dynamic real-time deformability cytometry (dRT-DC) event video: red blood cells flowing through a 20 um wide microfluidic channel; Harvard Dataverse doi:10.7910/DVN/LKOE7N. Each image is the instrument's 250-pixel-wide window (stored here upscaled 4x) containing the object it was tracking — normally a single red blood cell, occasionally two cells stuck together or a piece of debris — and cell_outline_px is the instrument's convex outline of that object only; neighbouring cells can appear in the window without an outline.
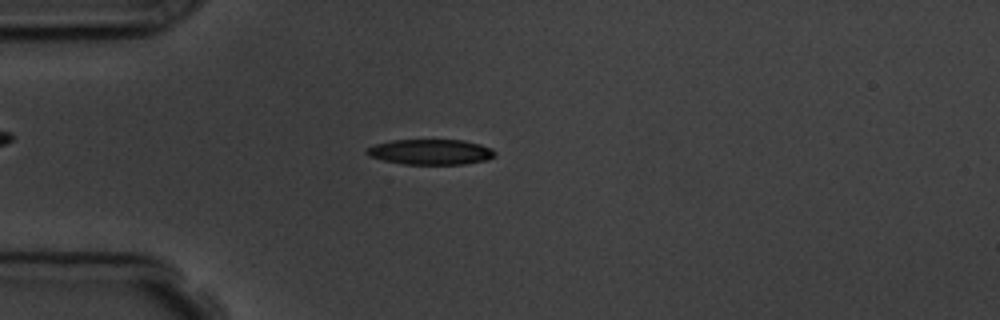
{"species": "common noctule bat (a hibernating species)", "species_latin": "Nyctalus noctula", "temperature_condition": "room temperature", "stored_images_in_passage": 4, "camera_frame_rate_fps": 3000, "um_per_image_px": 0.085, "animal": {"sex": "male", "body_mass_g": 19.5, "forearm_length_mm": 54.6}, "frame": {"image": 1, "passage_image": 4, "time_ms": 3.333, "image_size_px": [1000, 320], "cell_outline_px": [[496, 156], [488, 160], [464, 164], [404, 164], [384, 160], [368, 156], [364, 152], [368, 148], [376, 144], [392, 140], [464, 140], [480, 144], [492, 148], [496, 152]], "centroid_in_image_um": [36.64, 12.91], "position_along_channel_um": 48.4, "area_um2": 19.02}}